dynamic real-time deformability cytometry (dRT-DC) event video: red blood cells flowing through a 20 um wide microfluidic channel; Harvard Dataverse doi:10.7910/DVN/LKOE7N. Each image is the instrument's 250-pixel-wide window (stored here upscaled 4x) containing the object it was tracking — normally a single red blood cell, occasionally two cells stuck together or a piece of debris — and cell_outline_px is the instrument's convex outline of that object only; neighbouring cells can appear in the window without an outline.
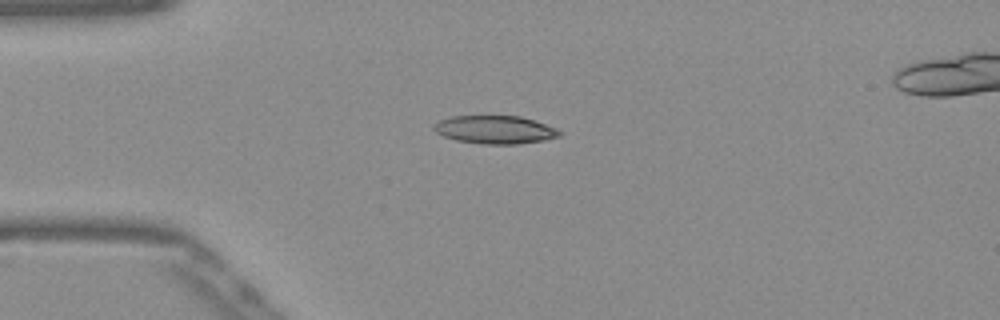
{"species": "Egyptian fruit bat (a non-hibernating species)", "species_latin": "Rousettus aegyptiacus", "temperature_condition": "warm", "stored_images_in_passage": 41, "segment_of_instrument_passage": [1, 2], "camera_frame_rate_fps": 3000, "um_per_image_px": 0.085, "frame": {"image": 1, "passage_image": 1, "time_ms": 0.0, "image_size_px": [1000, 320], "cell_outline_px": [[564, 132], [560, 136], [544, 140], [516, 144], [484, 144], [456, 140], [444, 136], [436, 132], [432, 128], [440, 120], [452, 116], [520, 116], [556, 128]], "centroid_in_image_um": [42.09, 11.02], "position_along_channel_um": 42.9, "area_um2": 20.4}}
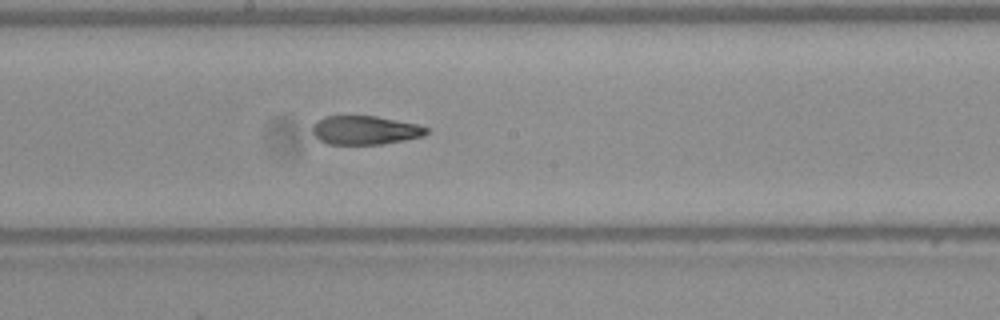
{"frame": {"image": 2, "passage_image": 16, "time_ms": 5.0, "image_size_px": [1000, 320], "cell_outline_px": [[428, 132], [424, 136], [404, 140], [380, 144], [328, 144], [320, 140], [312, 132], [312, 124], [316, 120], [324, 116], [376, 116], [416, 124], [428, 128]], "centroid_in_image_um": [31.0, 11.06], "position_along_channel_um": 217.2, "area_um2": 19.07}}
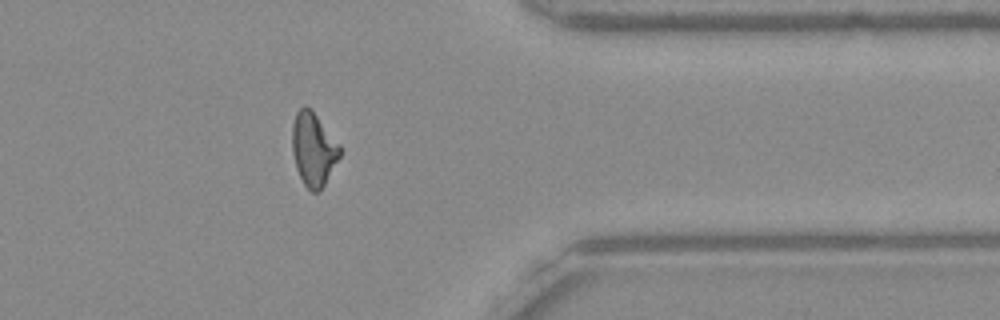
{"frame": {"image": 3, "passage_image": 30, "time_ms": 9.667, "image_size_px": [1000, 320], "cell_outline_px": [[340, 156], [320, 192], [312, 192], [304, 184], [296, 168], [292, 152], [292, 124], [296, 112], [304, 104], [316, 116], [340, 144]], "centroid_in_image_um": [26.63, 12.7], "position_along_channel_um": 384.8, "area_um2": 20.17}}